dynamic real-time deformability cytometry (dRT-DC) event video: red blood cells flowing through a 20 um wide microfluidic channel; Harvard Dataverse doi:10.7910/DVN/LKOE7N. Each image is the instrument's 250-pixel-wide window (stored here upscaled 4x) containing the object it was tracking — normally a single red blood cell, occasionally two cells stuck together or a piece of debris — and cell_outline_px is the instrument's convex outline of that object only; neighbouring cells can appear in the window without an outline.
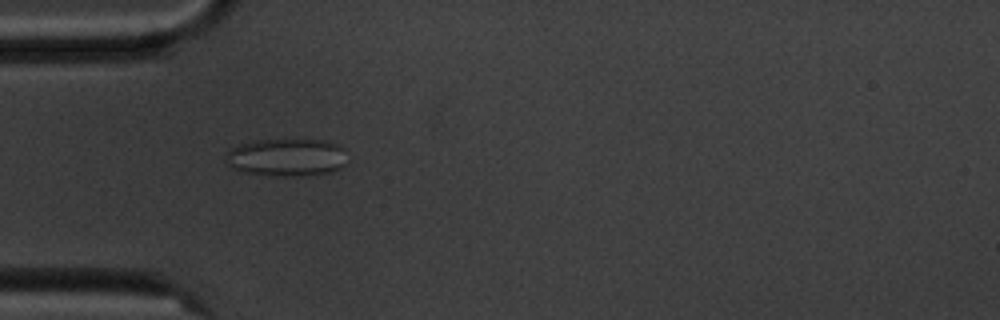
{"species": "common noctule bat (a hibernating species)", "species_latin": "Nyctalus noctula", "temperature_condition": "cold", "stored_images_in_passage": 6, "camera_frame_rate_fps": 3000, "um_per_image_px": 0.085, "animal": {"sex": "male", "body_mass_g": 20.1, "forearm_length_mm": 53.5}, "frame": {"image": 1, "passage_image": 3, "time_ms": 2.333, "image_size_px": [1000, 320], "cell_outline_px": [[344, 164], [340, 168], [332, 172], [304, 176], [276, 176], [240, 172], [232, 168], [224, 160], [228, 152], [232, 148], [240, 144], [252, 140], [324, 140], [336, 144], [344, 148]], "centroid_in_image_um": [24.33, 13.39], "position_along_channel_um": 60.7, "area_um2": 26.82}}
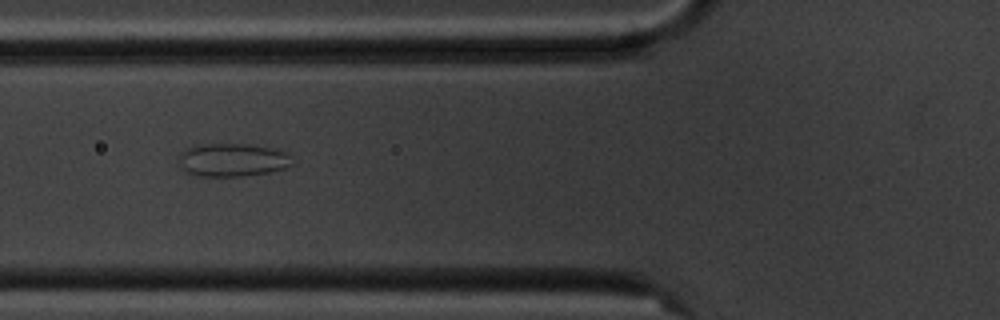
{"frame": {"image": 2, "passage_image": 4, "time_ms": 3.667, "image_size_px": [1000, 320], "cell_outline_px": [[292, 164], [284, 168], [268, 172], [240, 176], [196, 176], [184, 172], [176, 156], [180, 152], [188, 148], [200, 144], [244, 144], [268, 148], [284, 152], [288, 156]], "centroid_in_image_um": [19.64, 13.6], "position_along_channel_um": 106.2, "area_um2": 21.68}}
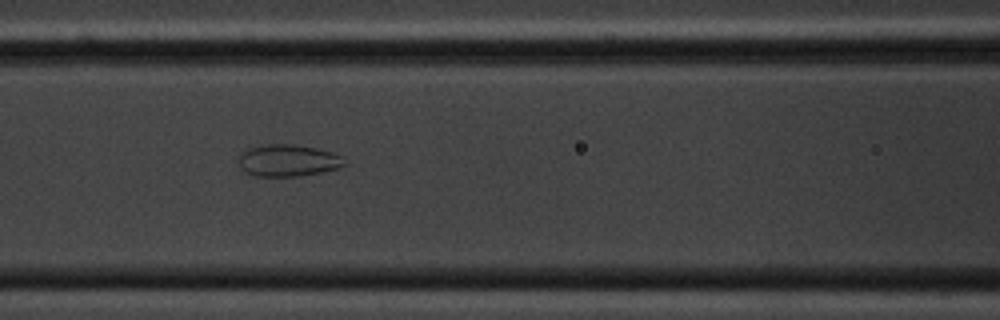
{"frame": {"image": 3, "passage_image": 5, "time_ms": 4.667, "image_size_px": [1000, 320], "cell_outline_px": [[348, 164], [340, 168], [320, 172], [296, 176], [256, 176], [244, 172], [240, 168], [236, 160], [248, 148], [268, 144], [292, 144], [316, 148], [332, 152], [340, 156]], "centroid_in_image_um": [24.46, 13.64], "position_along_channel_um": 142.1, "area_um2": 19.71}}